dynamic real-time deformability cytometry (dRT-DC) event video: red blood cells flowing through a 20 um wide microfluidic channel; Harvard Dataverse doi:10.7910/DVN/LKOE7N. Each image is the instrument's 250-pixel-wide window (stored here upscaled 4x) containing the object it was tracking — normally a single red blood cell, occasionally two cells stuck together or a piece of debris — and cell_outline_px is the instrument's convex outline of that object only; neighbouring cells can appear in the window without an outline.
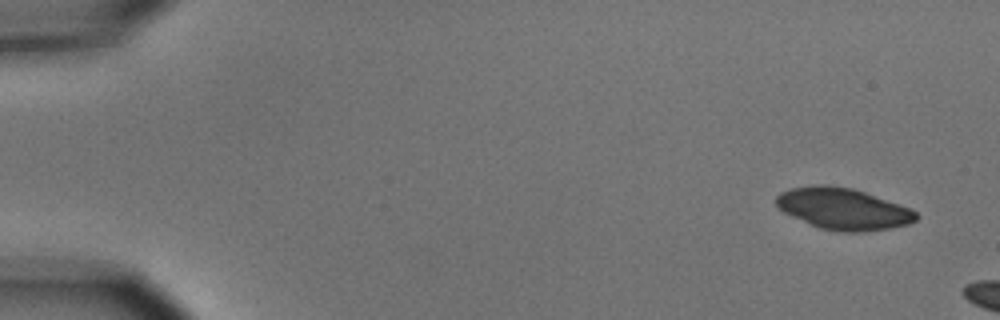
{"species": "common noctule bat (a hibernating species)", "species_latin": "Nyctalus noctula", "temperature_condition": "cold", "stored_images_in_passage": 3, "camera_frame_rate_fps": 3000, "um_per_image_px": 0.085, "animal": {"sex": "male", "body_mass_g": 15.6}, "frame": {"image": 1, "passage_image": 1, "time_ms": 0.0, "image_size_px": [1000, 320], "cell_outline_px": [[920, 216], [916, 220], [908, 224], [888, 228], [860, 232], [840, 232], [820, 228], [792, 216], [784, 212], [776, 204], [776, 196], [780, 192], [788, 188], [812, 184], [828, 184], [852, 188], [864, 192], [908, 208], [916, 212]], "centroid_in_image_um": [71.62, 17.73], "position_along_channel_um": 13.4, "area_um2": 33.64}}